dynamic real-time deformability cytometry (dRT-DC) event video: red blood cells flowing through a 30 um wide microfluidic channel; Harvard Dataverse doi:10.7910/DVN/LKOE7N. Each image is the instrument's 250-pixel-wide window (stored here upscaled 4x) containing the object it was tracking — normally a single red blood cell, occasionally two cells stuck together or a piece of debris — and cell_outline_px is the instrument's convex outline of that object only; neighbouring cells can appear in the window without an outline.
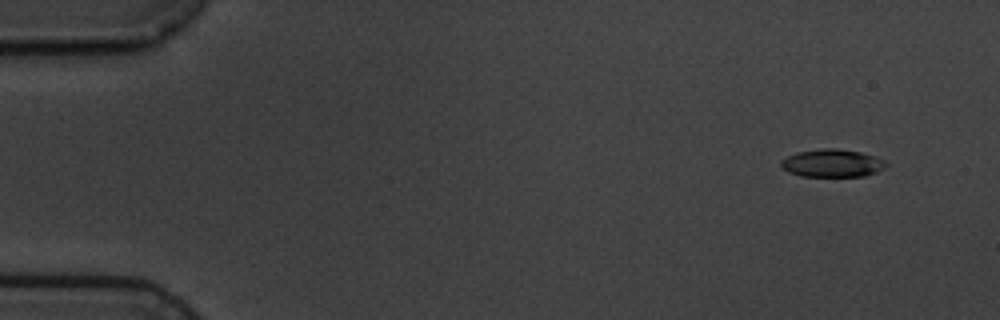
{"species": "common noctule bat (a hibernating species)", "species_latin": "Nyctalus noctula", "temperature_condition": "cold", "stored_images_in_passage": 8, "camera_frame_rate_fps": 3000, "um_per_image_px": 0.085, "animal": {"sex": "male", "body_mass_g": 19.5, "forearm_length_mm": 54.6}, "frame": {"image": 1, "passage_image": 2, "time_ms": 1.0, "image_size_px": [1000, 320], "cell_outline_px": [[888, 164], [884, 168], [876, 172], [864, 176], [800, 176], [788, 172], [780, 164], [780, 160], [796, 152], [820, 148], [836, 148], [860, 152], [876, 156], [884, 160]], "centroid_in_image_um": [70.74, 13.86], "position_along_channel_um": 14.3, "area_um2": 17.11}}
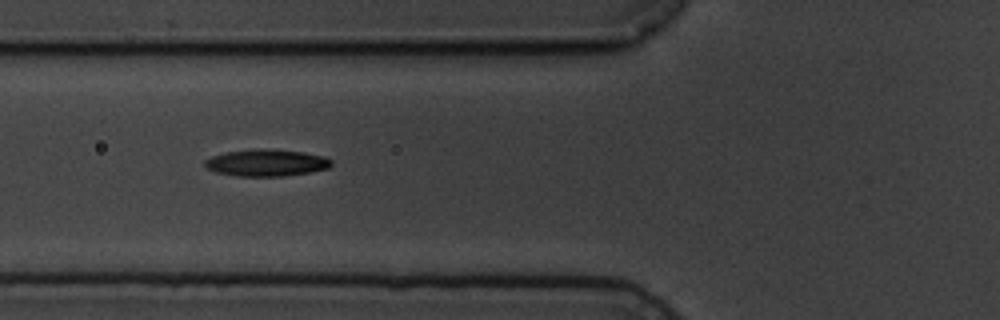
{"frame": {"image": 2, "passage_image": 7, "time_ms": 6.667, "image_size_px": [1000, 320], "cell_outline_px": [[332, 164], [328, 168], [308, 172], [284, 176], [236, 176], [216, 172], [208, 168], [204, 164], [204, 160], [212, 156], [228, 152], [256, 148], [304, 152], [324, 156], [332, 160]], "centroid_in_image_um": [22.65, 13.83], "position_along_channel_um": 103.2, "area_um2": 19.65}}
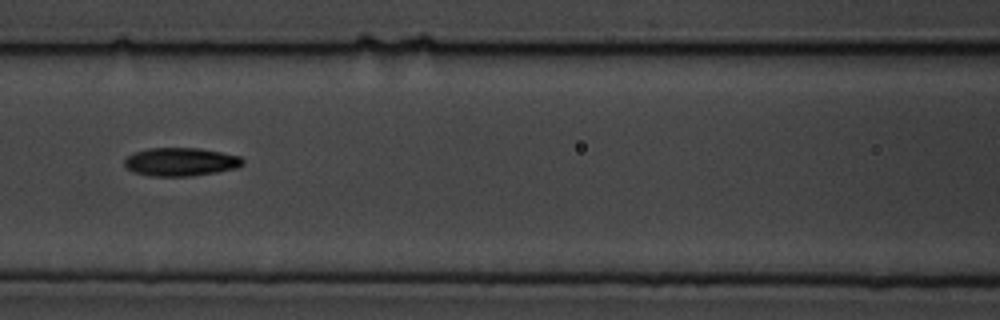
{"frame": {"image": 3, "passage_image": 8, "time_ms": 8.0, "image_size_px": [1000, 320], "cell_outline_px": [[244, 164], [236, 168], [216, 172], [192, 176], [148, 176], [132, 172], [124, 164], [124, 160], [128, 156], [136, 152], [148, 148], [200, 148], [240, 156], [244, 160]], "centroid_in_image_um": [15.36, 13.76], "position_along_channel_um": 151.2, "area_um2": 19.54}}